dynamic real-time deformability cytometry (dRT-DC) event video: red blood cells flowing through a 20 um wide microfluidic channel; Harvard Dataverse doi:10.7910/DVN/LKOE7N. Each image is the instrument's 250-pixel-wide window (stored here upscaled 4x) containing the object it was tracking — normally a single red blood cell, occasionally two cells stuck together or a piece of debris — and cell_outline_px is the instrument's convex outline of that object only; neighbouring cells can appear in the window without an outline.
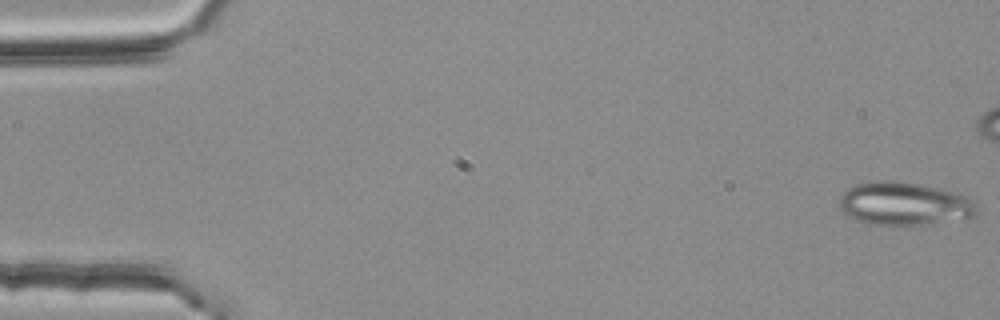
{"species": "common noctule bat (a hibernating species)", "species_latin": "Nyctalus noctula", "temperature_condition": "room temperature", "stored_images_in_passage": 55, "camera_frame_rate_fps": 3000, "um_per_image_px": 0.085, "animal": {"sex": "female", "body_mass_g": 25.1}, "frame": {"image": 1, "passage_image": 1, "time_ms": 0.0, "image_size_px": [1000, 320], "cell_outline_px": [[980, 212], [976, 216], [924, 224], [872, 224], [848, 216], [840, 208], [840, 196], [848, 188], [856, 184], [876, 180], [896, 180], [940, 188], [960, 192], [972, 200], [980, 208]], "centroid_in_image_um": [76.91, 17.29], "position_along_channel_um": 8.1, "area_um2": 34.51}}
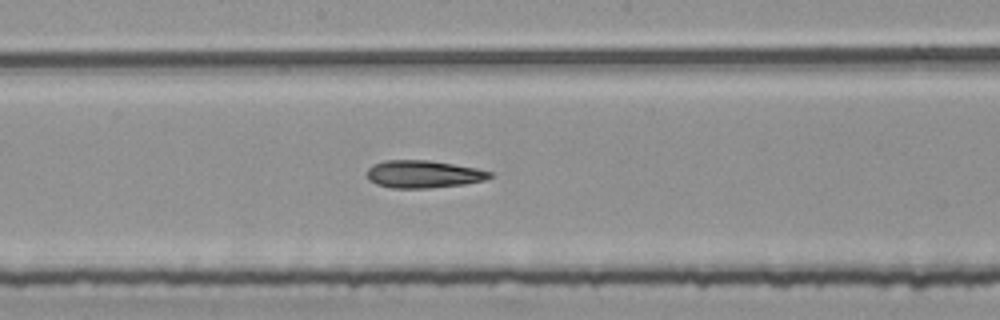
{"frame": {"image": 2, "passage_image": 29, "time_ms": 9.333, "image_size_px": [1000, 320], "cell_outline_px": [[492, 176], [484, 180], [464, 184], [428, 188], [392, 188], [376, 184], [368, 180], [368, 168], [372, 164], [384, 160], [428, 160], [476, 168], [492, 172]], "centroid_in_image_um": [35.96, 14.8], "position_along_channel_um": 212.2, "area_um2": 19.65}}
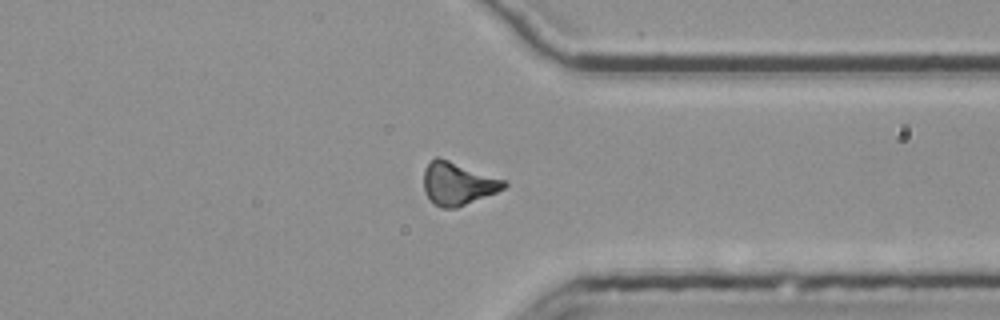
{"frame": {"image": 3, "passage_image": 42, "time_ms": 13.667, "image_size_px": [1000, 320], "cell_outline_px": [[508, 184], [504, 188], [496, 192], [456, 208], [440, 208], [424, 192], [424, 168], [436, 156], [448, 160], [504, 180]], "centroid_in_image_um": [38.89, 15.61], "position_along_channel_um": 372.5, "area_um2": 19.54}, "authors_computed_cell_mechanics": {"area_um2": 19.652, "velocity_mm_per_s": 3.7817, "shape_relaxation_time_tau1_ms": null, "shape_relaxation_time_tau2_ms": 8.5762, "deformation_change_tau1": null, "deformation_change_tau2": 0.2235}}